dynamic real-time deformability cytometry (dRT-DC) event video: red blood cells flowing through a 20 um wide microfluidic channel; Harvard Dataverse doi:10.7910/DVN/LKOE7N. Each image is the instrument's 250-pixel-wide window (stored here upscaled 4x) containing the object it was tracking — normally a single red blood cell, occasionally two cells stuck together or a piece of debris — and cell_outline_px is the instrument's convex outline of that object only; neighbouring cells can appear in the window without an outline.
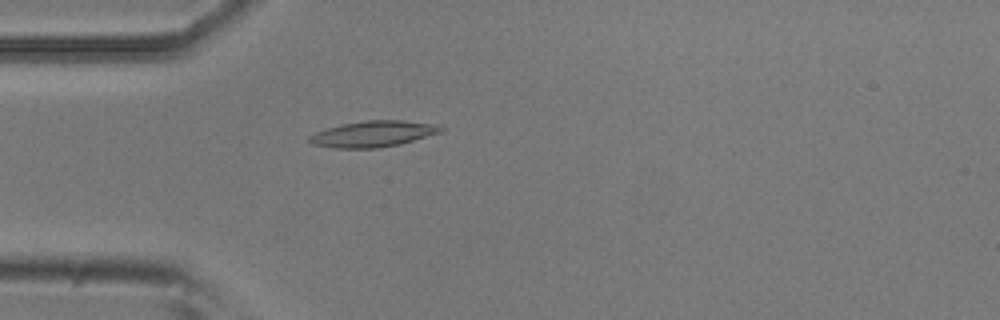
{"species": "common noctule bat (a hibernating species)", "species_latin": "Nyctalus noctula", "temperature_condition": "room temperature", "stored_images_in_passage": 39, "camera_frame_rate_fps": 3000, "um_per_image_px": 0.085, "animal": {"sex": "male", "body_mass_g": 20.5, "forearm_length_mm": 52.5}, "frame": {"image": 1, "passage_image": 1, "time_ms": 0.0, "image_size_px": [1000, 320], "cell_outline_px": [[444, 132], [400, 144], [376, 148], [332, 148], [312, 144], [308, 140], [308, 136], [316, 132], [328, 128], [344, 124], [364, 120], [404, 120], [436, 124], [444, 128]], "centroid_in_image_um": [31.76, 11.38], "position_along_channel_um": 53.2, "area_um2": 20.06}}
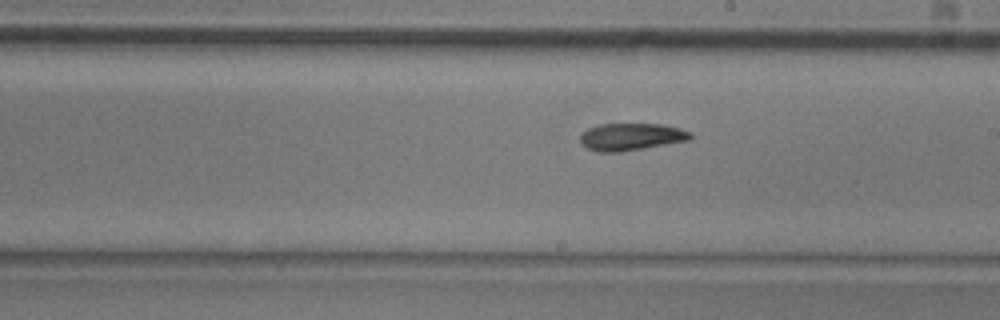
{"frame": {"image": 2, "passage_image": 16, "time_ms": 5.0, "image_size_px": [1000, 320], "cell_outline_px": [[692, 136], [688, 140], [620, 152], [596, 152], [580, 144], [580, 136], [588, 128], [600, 124], [660, 124], [680, 128], [692, 132]], "centroid_in_image_um": [53.62, 11.62], "position_along_channel_um": 235.4, "area_um2": 17.4}}
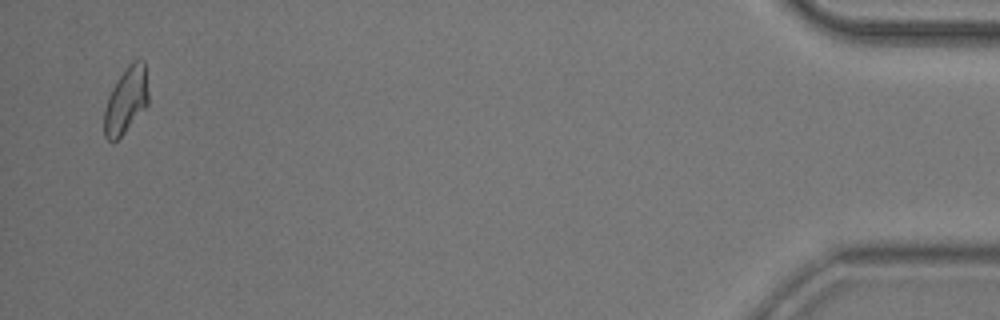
{"frame": {"image": 3, "passage_image": 38, "time_ms": 12.333, "image_size_px": [1000, 320], "cell_outline_px": [[148, 104], [124, 132], [112, 144], [104, 136], [104, 108], [108, 96], [112, 88], [128, 64], [136, 56], [144, 60], [148, 92]], "centroid_in_image_um": [10.71, 8.5], "position_along_channel_um": 424.5, "area_um2": 17.11}, "authors_computed_cell_mechanics": {"area_um2": 17.4556, "velocity_mm_per_s": 3.7613, "shape_relaxation_time_tau1_ms": null, "shape_relaxation_time_tau2_ms": 7.1313, "deformation_change_tau1": null, "deformation_change_tau2": 0.1451}}